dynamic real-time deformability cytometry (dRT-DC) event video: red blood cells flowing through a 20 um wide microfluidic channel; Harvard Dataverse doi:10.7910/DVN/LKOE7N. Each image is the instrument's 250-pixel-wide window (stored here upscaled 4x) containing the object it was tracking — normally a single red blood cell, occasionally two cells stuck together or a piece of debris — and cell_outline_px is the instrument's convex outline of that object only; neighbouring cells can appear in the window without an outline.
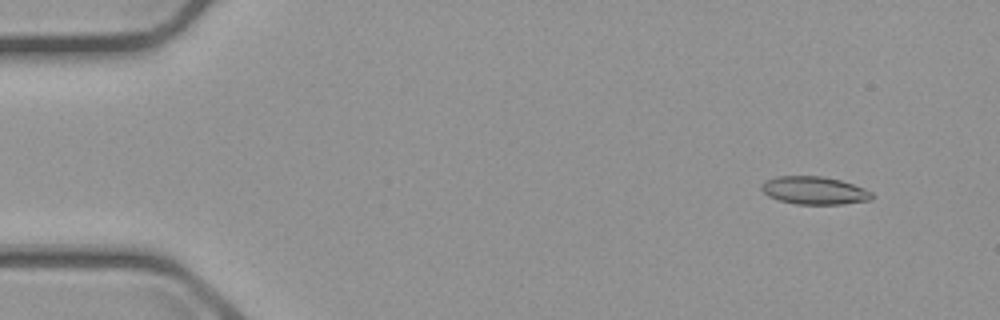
{"species": "common noctule bat (a hibernating species)", "species_latin": "Nyctalus noctula", "temperature_condition": "cold", "stored_images_in_passage": 3, "camera_frame_rate_fps": 3000, "um_per_image_px": 0.085, "animal": {"sex": "male", "body_mass_g": 23.1, "forearm_length_mm": 52.7}, "frame": {"image": 1, "passage_image": 1, "time_ms": 0.0, "image_size_px": [1000, 320], "cell_outline_px": [[872, 200], [844, 204], [796, 204], [780, 200], [768, 196], [760, 188], [760, 184], [764, 180], [776, 176], [824, 176], [840, 180], [864, 188], [872, 192]], "centroid_in_image_um": [69.2, 16.18], "position_along_channel_um": 15.8, "area_um2": 18.03}}